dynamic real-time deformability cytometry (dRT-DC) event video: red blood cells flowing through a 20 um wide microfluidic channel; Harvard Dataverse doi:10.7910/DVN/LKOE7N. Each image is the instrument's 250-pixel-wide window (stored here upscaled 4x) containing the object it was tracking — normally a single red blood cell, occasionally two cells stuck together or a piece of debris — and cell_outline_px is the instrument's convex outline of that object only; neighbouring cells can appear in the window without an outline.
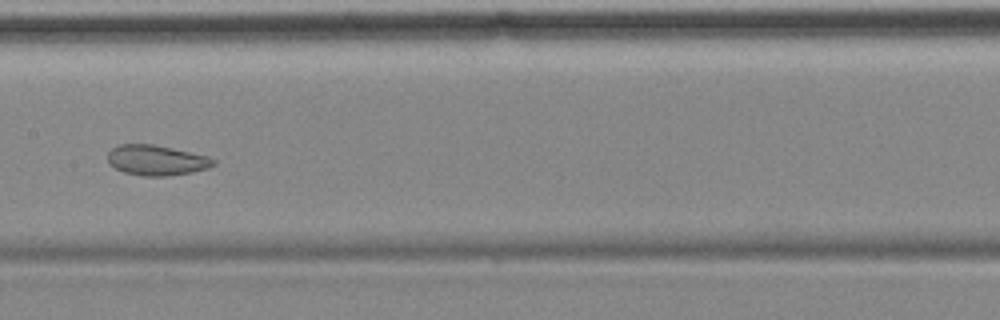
{"species": "common noctule bat (a hibernating species)", "species_latin": "Nyctalus noctula", "temperature_condition": "cold", "stored_images_in_passage": 8, "camera_frame_rate_fps": 3000, "um_per_image_px": 0.085, "animal": {"sex": "female", "body_mass_g": 18.4}, "frame": {"image": 1, "passage_image": 8, "time_ms": 8.333, "image_size_px": [1000, 320], "cell_outline_px": [[216, 164], [208, 168], [192, 172], [164, 176], [144, 176], [124, 172], [108, 164], [108, 152], [112, 148], [120, 144], [152, 144], [208, 156], [216, 160]], "centroid_in_image_um": [13.29, 13.62], "position_along_channel_um": 194.1, "area_um2": 18.55}}